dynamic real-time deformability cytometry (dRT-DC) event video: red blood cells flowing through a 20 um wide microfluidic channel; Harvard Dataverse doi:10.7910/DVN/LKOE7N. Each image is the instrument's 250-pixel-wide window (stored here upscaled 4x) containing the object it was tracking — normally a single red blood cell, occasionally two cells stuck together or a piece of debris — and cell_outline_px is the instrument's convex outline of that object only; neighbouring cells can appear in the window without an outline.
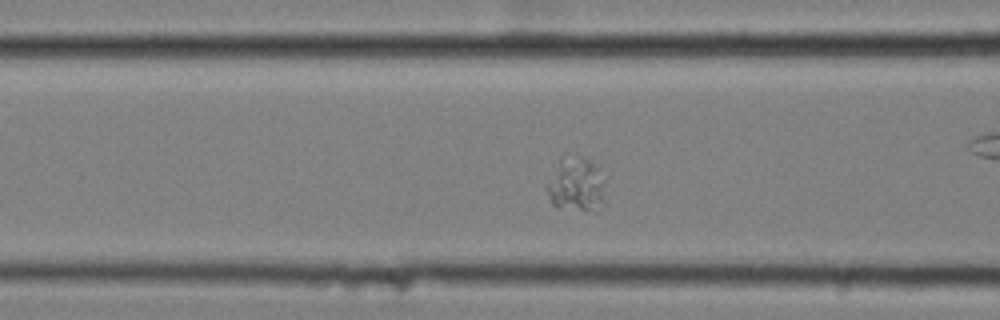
{"species": "common noctule bat (a hibernating species)", "species_latin": "Nyctalus noctula", "temperature_condition": "cold", "stored_images_in_passage": 56, "camera_frame_rate_fps": 3000, "um_per_image_px": 0.085, "animal": {"sex": "female", "body_mass_g": 25.1}, "frame": {"image": 1, "passage_image": 20, "time_ms": 6.333, "image_size_px": [1000, 320], "cell_outline_px": [[604, 204], [596, 212], [552, 204], [544, 188], [544, 184], [560, 160], [588, 160], [596, 168], [604, 184]], "centroid_in_image_um": [48.95, 15.79], "position_along_channel_um": 117.7, "area_um2": 17.57}}
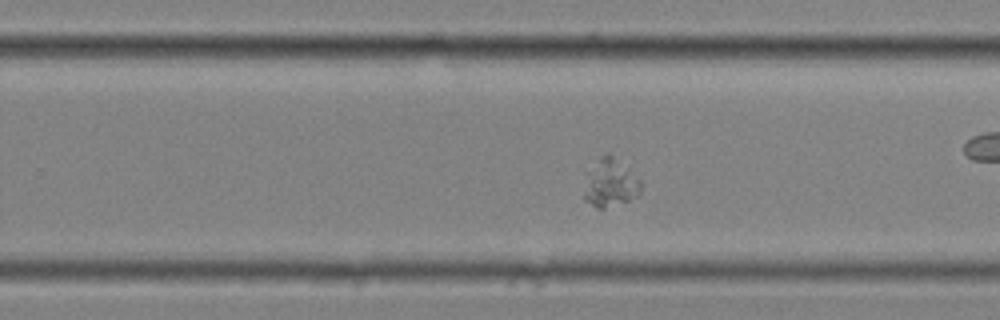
{"frame": {"image": 2, "passage_image": 34, "time_ms": 11.0, "image_size_px": [1000, 320], "cell_outline_px": [[644, 184], [640, 196], [604, 208], [596, 208], [584, 200], [584, 172], [608, 152], [640, 180]], "centroid_in_image_um": [51.85, 15.58], "position_along_channel_um": 277.9, "area_um2": 16.01}}
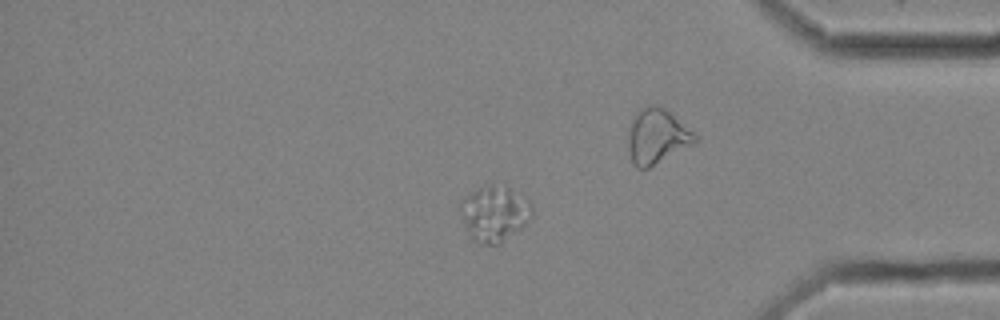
{"frame": {"image": 3, "passage_image": 46, "time_ms": 15.0, "image_size_px": [1000, 320], "cell_outline_px": [[532, 216], [520, 228], [500, 244], [480, 244], [472, 240], [464, 224], [460, 208], [468, 192], [476, 188], [492, 184], [512, 188], [528, 200], [532, 204]], "centroid_in_image_um": [42.03, 18.14], "position_along_channel_um": 393.2, "area_um2": 23.06}}